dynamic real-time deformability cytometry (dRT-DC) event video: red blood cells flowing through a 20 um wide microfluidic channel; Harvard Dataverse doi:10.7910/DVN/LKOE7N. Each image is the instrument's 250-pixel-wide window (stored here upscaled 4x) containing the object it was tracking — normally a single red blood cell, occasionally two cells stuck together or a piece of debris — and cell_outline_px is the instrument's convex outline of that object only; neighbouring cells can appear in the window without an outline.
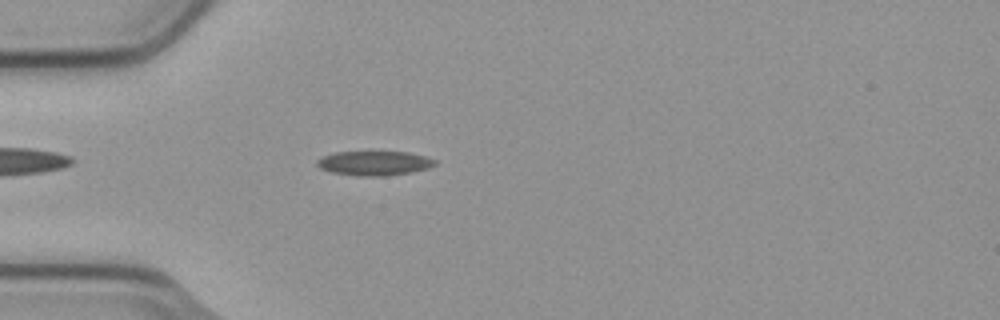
{"species": "common noctule bat (a hibernating species)", "species_latin": "Nyctalus noctula", "temperature_condition": "cold", "stored_images_in_passage": 3, "camera_frame_rate_fps": 3000, "um_per_image_px": 0.085, "animal": {"sex": "male", "body_mass_g": 23.1, "forearm_length_mm": 52.7}, "frame": {"image": 1, "passage_image": 3, "time_ms": 0.667, "image_size_px": [1000, 320], "cell_outline_px": [[436, 164], [428, 168], [412, 172], [384, 176], [356, 176], [332, 172], [320, 168], [316, 164], [316, 160], [324, 156], [336, 152], [408, 152], [424, 156], [436, 160]], "centroid_in_image_um": [31.81, 13.87], "position_along_channel_um": 53.2, "area_um2": 16.7}}